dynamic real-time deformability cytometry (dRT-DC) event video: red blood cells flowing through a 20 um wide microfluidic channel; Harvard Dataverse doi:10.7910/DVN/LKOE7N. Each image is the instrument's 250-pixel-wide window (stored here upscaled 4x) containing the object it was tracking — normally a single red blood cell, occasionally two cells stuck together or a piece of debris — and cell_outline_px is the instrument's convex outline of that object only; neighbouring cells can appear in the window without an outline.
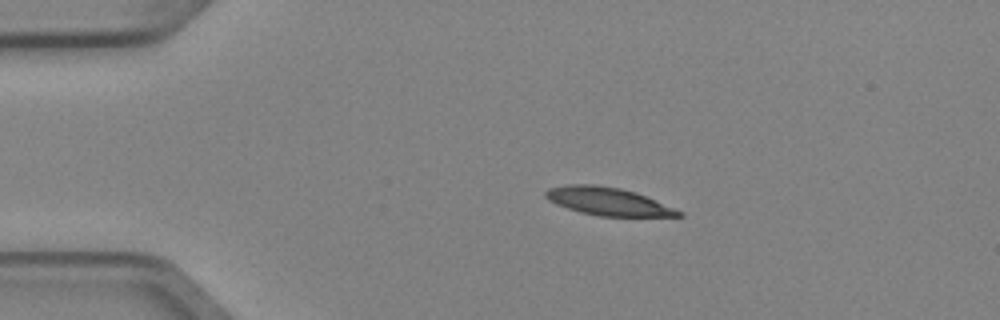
{"species": "Egyptian fruit bat (a non-hibernating species)", "species_latin": "Rousettus aegyptiacus", "temperature_condition": "cold", "stored_images_in_passage": 3, "camera_frame_rate_fps": 3000, "um_per_image_px": 0.085, "animal": {"sex": "female"}, "frame": {"image": 1, "passage_image": 2, "time_ms": 0.333, "image_size_px": [1000, 320], "cell_outline_px": [[684, 216], [600, 216], [580, 212], [556, 204], [548, 200], [544, 196], [544, 192], [548, 188], [568, 184], [596, 184], [620, 188], [636, 192], [684, 212]], "centroid_in_image_um": [51.66, 17.11], "position_along_channel_um": 33.3, "area_um2": 21.62}}